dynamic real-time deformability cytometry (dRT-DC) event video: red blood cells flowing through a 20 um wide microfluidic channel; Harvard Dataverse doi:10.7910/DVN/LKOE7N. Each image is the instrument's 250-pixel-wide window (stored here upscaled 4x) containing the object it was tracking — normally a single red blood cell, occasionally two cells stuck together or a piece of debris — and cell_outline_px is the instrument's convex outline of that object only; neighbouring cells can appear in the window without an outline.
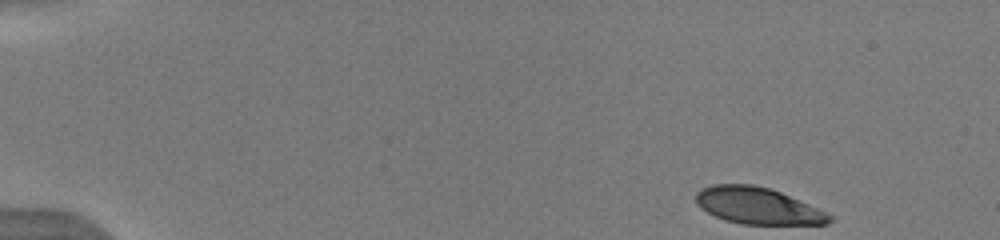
{"species": "human", "species_latin": "Homo sapiens", "temperature_condition": "warm", "stored_images_in_passage": 43, "camera_frame_rate_fps": 3000, "um_per_image_px": 0.085, "donor": {"sex": "male"}, "frame": {"image": 1, "passage_image": 1, "time_ms": 0.0, "image_size_px": [1000, 240], "cell_outline_px": [[832, 220], [828, 224], [740, 224], [724, 220], [700, 208], [696, 204], [696, 192], [700, 188], [712, 184], [752, 184], [768, 188], [780, 192], [808, 204], [832, 216]], "centroid_in_image_um": [64.35, 17.49], "position_along_channel_um": 20.7, "area_um2": 28.32}}
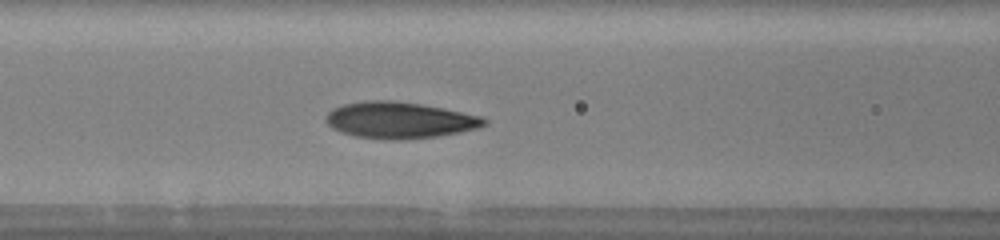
{"frame": {"image": 2, "passage_image": 19, "time_ms": 6.0, "image_size_px": [1000, 240], "cell_outline_px": [[488, 124], [480, 128], [460, 132], [436, 136], [400, 140], [392, 140], [356, 136], [340, 132], [332, 128], [324, 120], [328, 112], [332, 108], [344, 104], [364, 100], [392, 100], [420, 104], [444, 108], [480, 116], [488, 120]], "centroid_in_image_um": [33.96, 10.21], "position_along_channel_um": 132.6, "area_um2": 33.7}}
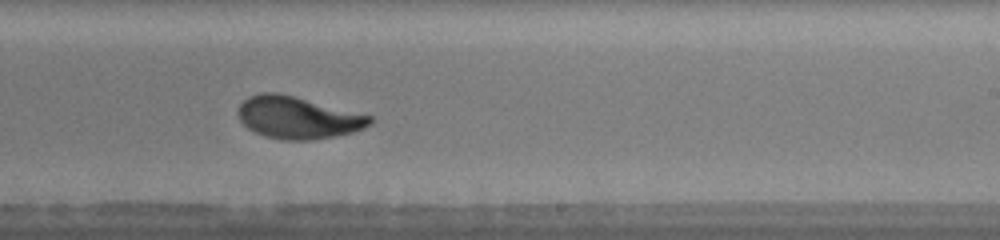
{"frame": {"image": 3, "passage_image": 29, "time_ms": 9.333, "image_size_px": [1000, 240], "cell_outline_px": [[372, 124], [364, 128], [352, 132], [312, 140], [280, 140], [264, 136], [248, 128], [240, 120], [240, 104], [248, 96], [260, 92], [276, 92], [372, 116]], "centroid_in_image_um": [25.31, 10.0], "position_along_channel_um": 263.7, "area_um2": 31.91}, "authors_computed_cell_mechanics": {"area_um2": 31.9056, "velocity_mm_per_s": 3.938, "shape_relaxation_time_tau1_ms": 3.5102, "shape_relaxation_time_tau2_ms": 1.0872, "deformation_change_tau1": 0.1701, "deformation_change_tau2": 0.061}}